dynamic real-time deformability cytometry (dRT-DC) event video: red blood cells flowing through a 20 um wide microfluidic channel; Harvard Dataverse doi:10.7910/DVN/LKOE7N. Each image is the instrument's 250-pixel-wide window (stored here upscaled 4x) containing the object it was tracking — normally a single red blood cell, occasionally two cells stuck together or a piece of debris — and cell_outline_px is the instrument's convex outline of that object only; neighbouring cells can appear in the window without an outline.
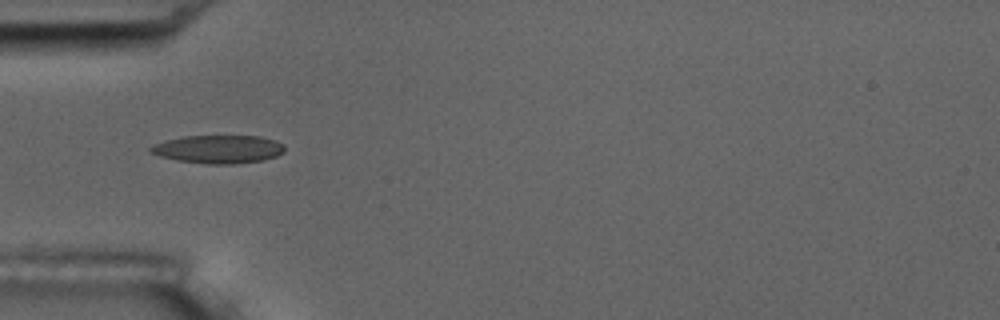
{"species": "common noctule bat (a hibernating species)", "species_latin": "Nyctalus noctula", "temperature_condition": "room temperature", "stored_images_in_passage": 9, "camera_frame_rate_fps": 3000, "um_per_image_px": 0.085, "animal": {"sex": "male", "body_mass_g": 17.5, "forearm_length_mm": 52.3}, "frame": {"image": 1, "passage_image": 6, "time_ms": 5.667, "image_size_px": [1000, 320], "cell_outline_px": [[284, 152], [276, 156], [260, 160], [232, 164], [208, 164], [176, 160], [160, 156], [148, 152], [148, 148], [152, 144], [184, 136], [260, 136], [276, 140], [284, 144]], "centroid_in_image_um": [18.54, 12.68], "position_along_channel_um": 66.5, "area_um2": 22.02}}
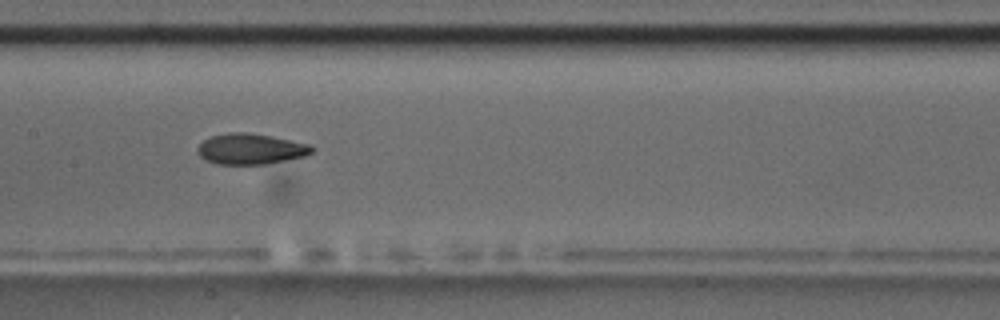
{"frame": {"image": 2, "passage_image": 9, "time_ms": 9.0, "image_size_px": [1000, 320], "cell_outline_px": [[316, 148], [312, 152], [304, 156], [264, 164], [216, 164], [200, 156], [196, 152], [196, 148], [204, 140], [212, 136], [228, 132], [248, 132], [312, 144]], "centroid_in_image_um": [21.31, 12.65], "position_along_channel_um": 186.1, "area_um2": 20.4}}